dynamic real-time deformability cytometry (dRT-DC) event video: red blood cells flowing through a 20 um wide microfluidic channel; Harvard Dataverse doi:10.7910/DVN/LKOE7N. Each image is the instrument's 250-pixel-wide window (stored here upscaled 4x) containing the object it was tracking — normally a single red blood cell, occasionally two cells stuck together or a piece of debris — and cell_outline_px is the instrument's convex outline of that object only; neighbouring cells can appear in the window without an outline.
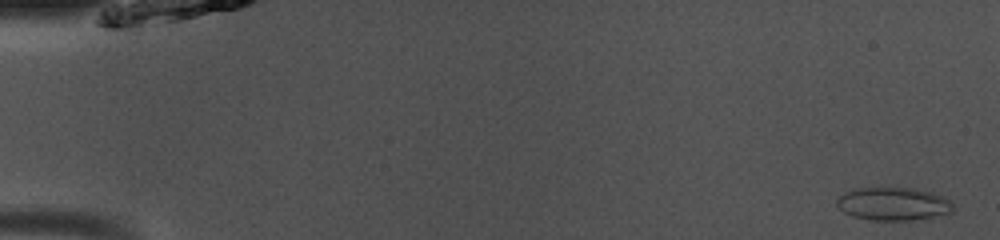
{"species": "common noctule bat (a hibernating species)", "species_latin": "Nyctalus noctula", "temperature_condition": "room temperature", "stored_images_in_passage": 49, "camera_frame_rate_fps": 3000, "um_per_image_px": 0.085, "animal": {"sex": "male", "body_mass_g": 13.0, "forearm_length_mm": 53.1}, "frame": {"image": 1, "passage_image": 2, "time_ms": 0.333, "image_size_px": [1000, 240], "cell_outline_px": [[952, 212], [912, 220], [872, 220], [852, 216], [844, 212], [836, 204], [836, 200], [844, 192], [852, 188], [912, 188], [932, 192], [944, 196], [952, 200]], "centroid_in_image_um": [75.91, 17.32], "position_along_channel_um": 9.1, "area_um2": 22.37}}
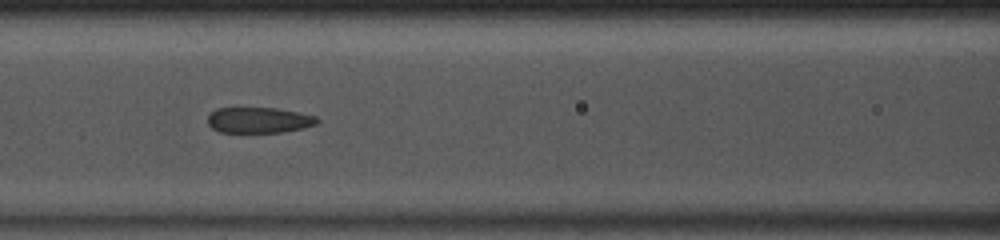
{"frame": {"image": 2, "passage_image": 22, "time_ms": 7.0, "image_size_px": [1000, 240], "cell_outline_px": [[320, 120], [316, 124], [304, 128], [280, 132], [220, 132], [212, 128], [208, 124], [208, 116], [216, 108], [276, 108], [300, 112], [316, 116]], "centroid_in_image_um": [22.03, 10.2], "position_along_channel_um": 144.6, "area_um2": 16.42}}
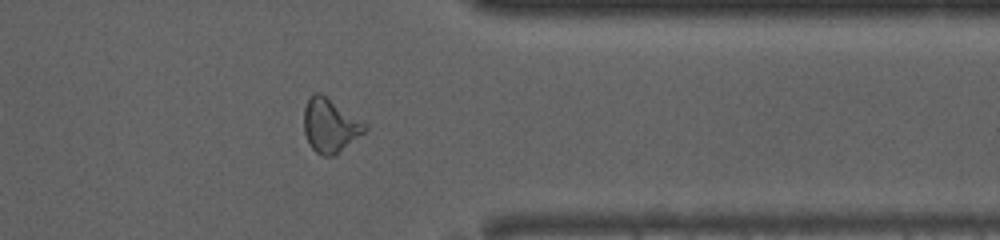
{"frame": {"image": 3, "passage_image": 40, "time_ms": 13.0, "image_size_px": [1000, 240], "cell_outline_px": [[368, 128], [364, 132], [332, 156], [324, 156], [316, 152], [308, 144], [304, 132], [304, 108], [312, 92], [320, 92], [364, 124]], "centroid_in_image_um": [27.98, 10.66], "position_along_channel_um": 383.4, "area_um2": 18.44}, "authors_computed_cell_mechanics": {"area_um2": 18.785, "velocity_mm_per_s": 4.0726, "shape_relaxation_time_tau1_ms": 4.1528, "shape_relaxation_time_tau2_ms": 0.9778, "deformation_change_tau1": 0.1319, "deformation_change_tau2": 0.08}}